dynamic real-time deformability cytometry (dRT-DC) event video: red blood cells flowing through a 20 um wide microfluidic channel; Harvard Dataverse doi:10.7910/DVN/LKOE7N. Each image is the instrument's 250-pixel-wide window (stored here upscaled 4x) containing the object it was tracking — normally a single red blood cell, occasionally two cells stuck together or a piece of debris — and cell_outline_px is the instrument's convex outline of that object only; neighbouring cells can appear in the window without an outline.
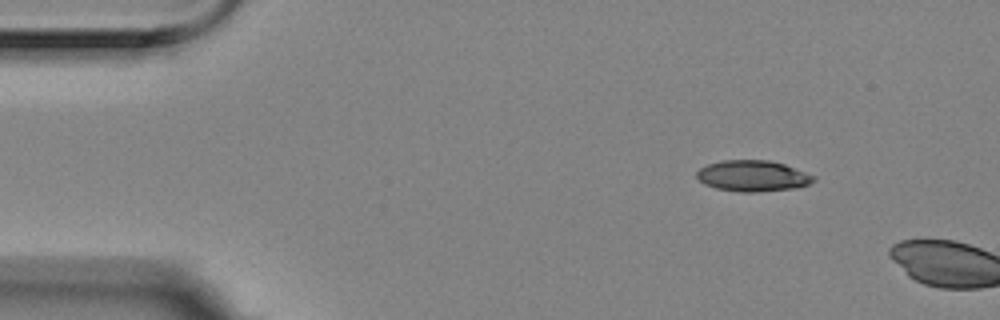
{"species": "Egyptian fruit bat (a non-hibernating species)", "species_latin": "Rousettus aegyptiacus", "temperature_condition": "room temperature", "stored_images_in_passage": 2, "camera_frame_rate_fps": 3000, "um_per_image_px": 0.085, "animal": {"sex": "female"}, "frame": {"image": 1, "passage_image": 1, "time_ms": 0.0, "image_size_px": [1000, 320], "cell_outline_px": [[816, 180], [800, 188], [760, 192], [740, 192], [716, 188], [704, 184], [696, 176], [696, 172], [700, 168], [708, 164], [724, 160], [768, 160], [784, 164], [816, 176]], "centroid_in_image_um": [64.01, 14.96], "position_along_channel_um": 21.0, "area_um2": 21.27}}